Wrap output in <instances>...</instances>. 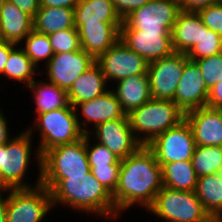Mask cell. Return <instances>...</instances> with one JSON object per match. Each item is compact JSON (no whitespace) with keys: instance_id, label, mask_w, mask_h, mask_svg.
<instances>
[{"instance_id":"45","label":"cell","mask_w":222,"mask_h":222,"mask_svg":"<svg viewBox=\"0 0 222 222\" xmlns=\"http://www.w3.org/2000/svg\"><path fill=\"white\" fill-rule=\"evenodd\" d=\"M0 222H6V193L0 191Z\"/></svg>"},{"instance_id":"12","label":"cell","mask_w":222,"mask_h":222,"mask_svg":"<svg viewBox=\"0 0 222 222\" xmlns=\"http://www.w3.org/2000/svg\"><path fill=\"white\" fill-rule=\"evenodd\" d=\"M188 60L185 53L174 52L168 57L148 64L147 73L152 99L174 102V94Z\"/></svg>"},{"instance_id":"37","label":"cell","mask_w":222,"mask_h":222,"mask_svg":"<svg viewBox=\"0 0 222 222\" xmlns=\"http://www.w3.org/2000/svg\"><path fill=\"white\" fill-rule=\"evenodd\" d=\"M203 24L222 36V2L219 1L198 12Z\"/></svg>"},{"instance_id":"34","label":"cell","mask_w":222,"mask_h":222,"mask_svg":"<svg viewBox=\"0 0 222 222\" xmlns=\"http://www.w3.org/2000/svg\"><path fill=\"white\" fill-rule=\"evenodd\" d=\"M54 54L81 50L80 38L76 28L57 31L48 35Z\"/></svg>"},{"instance_id":"28","label":"cell","mask_w":222,"mask_h":222,"mask_svg":"<svg viewBox=\"0 0 222 222\" xmlns=\"http://www.w3.org/2000/svg\"><path fill=\"white\" fill-rule=\"evenodd\" d=\"M36 76H40V71L33 64L25 51L17 45L9 54V58L4 67L1 77L26 87L31 84ZM16 82V83H15Z\"/></svg>"},{"instance_id":"18","label":"cell","mask_w":222,"mask_h":222,"mask_svg":"<svg viewBox=\"0 0 222 222\" xmlns=\"http://www.w3.org/2000/svg\"><path fill=\"white\" fill-rule=\"evenodd\" d=\"M196 146L222 147V109L204 106L185 113Z\"/></svg>"},{"instance_id":"15","label":"cell","mask_w":222,"mask_h":222,"mask_svg":"<svg viewBox=\"0 0 222 222\" xmlns=\"http://www.w3.org/2000/svg\"><path fill=\"white\" fill-rule=\"evenodd\" d=\"M88 134L96 142L106 146L120 160L133 154L142 146L130 127L129 119H115L100 123Z\"/></svg>"},{"instance_id":"19","label":"cell","mask_w":222,"mask_h":222,"mask_svg":"<svg viewBox=\"0 0 222 222\" xmlns=\"http://www.w3.org/2000/svg\"><path fill=\"white\" fill-rule=\"evenodd\" d=\"M122 23L74 24L81 48L95 60L120 39Z\"/></svg>"},{"instance_id":"26","label":"cell","mask_w":222,"mask_h":222,"mask_svg":"<svg viewBox=\"0 0 222 222\" xmlns=\"http://www.w3.org/2000/svg\"><path fill=\"white\" fill-rule=\"evenodd\" d=\"M122 22L113 0H80L74 8V24Z\"/></svg>"},{"instance_id":"7","label":"cell","mask_w":222,"mask_h":222,"mask_svg":"<svg viewBox=\"0 0 222 222\" xmlns=\"http://www.w3.org/2000/svg\"><path fill=\"white\" fill-rule=\"evenodd\" d=\"M5 192L6 222H44L51 211L55 212L50 191L42 184Z\"/></svg>"},{"instance_id":"32","label":"cell","mask_w":222,"mask_h":222,"mask_svg":"<svg viewBox=\"0 0 222 222\" xmlns=\"http://www.w3.org/2000/svg\"><path fill=\"white\" fill-rule=\"evenodd\" d=\"M222 52V36L209 29L202 21V37L186 55L189 60L195 61Z\"/></svg>"},{"instance_id":"13","label":"cell","mask_w":222,"mask_h":222,"mask_svg":"<svg viewBox=\"0 0 222 222\" xmlns=\"http://www.w3.org/2000/svg\"><path fill=\"white\" fill-rule=\"evenodd\" d=\"M95 62V59L83 49L58 53L53 55L44 68H41L44 70L40 71V74L44 73L41 76L46 77V81L68 91L73 82Z\"/></svg>"},{"instance_id":"1","label":"cell","mask_w":222,"mask_h":222,"mask_svg":"<svg viewBox=\"0 0 222 222\" xmlns=\"http://www.w3.org/2000/svg\"><path fill=\"white\" fill-rule=\"evenodd\" d=\"M163 187L161 166L153 151L142 145L121 160L117 188L112 194L117 219L122 218L121 214H126L134 206L146 212Z\"/></svg>"},{"instance_id":"16","label":"cell","mask_w":222,"mask_h":222,"mask_svg":"<svg viewBox=\"0 0 222 222\" xmlns=\"http://www.w3.org/2000/svg\"><path fill=\"white\" fill-rule=\"evenodd\" d=\"M120 40L148 63L175 52L172 46V32L168 31L120 30Z\"/></svg>"},{"instance_id":"31","label":"cell","mask_w":222,"mask_h":222,"mask_svg":"<svg viewBox=\"0 0 222 222\" xmlns=\"http://www.w3.org/2000/svg\"><path fill=\"white\" fill-rule=\"evenodd\" d=\"M19 46L25 51L26 55L40 71L41 66L43 68L54 55L49 36L40 34L34 30L28 34ZM41 62H43V65Z\"/></svg>"},{"instance_id":"5","label":"cell","mask_w":222,"mask_h":222,"mask_svg":"<svg viewBox=\"0 0 222 222\" xmlns=\"http://www.w3.org/2000/svg\"><path fill=\"white\" fill-rule=\"evenodd\" d=\"M127 116L135 137L146 146L185 119V113L173 101L155 99H150Z\"/></svg>"},{"instance_id":"9","label":"cell","mask_w":222,"mask_h":222,"mask_svg":"<svg viewBox=\"0 0 222 222\" xmlns=\"http://www.w3.org/2000/svg\"><path fill=\"white\" fill-rule=\"evenodd\" d=\"M180 11L178 0H150L125 17L120 30L172 32Z\"/></svg>"},{"instance_id":"33","label":"cell","mask_w":222,"mask_h":222,"mask_svg":"<svg viewBox=\"0 0 222 222\" xmlns=\"http://www.w3.org/2000/svg\"><path fill=\"white\" fill-rule=\"evenodd\" d=\"M86 153L90 167L121 164L117 156L106 146L96 142L89 134H86Z\"/></svg>"},{"instance_id":"14","label":"cell","mask_w":222,"mask_h":222,"mask_svg":"<svg viewBox=\"0 0 222 222\" xmlns=\"http://www.w3.org/2000/svg\"><path fill=\"white\" fill-rule=\"evenodd\" d=\"M74 110L78 125L84 134H88L100 123L115 119H128L111 89L90 101L76 104Z\"/></svg>"},{"instance_id":"35","label":"cell","mask_w":222,"mask_h":222,"mask_svg":"<svg viewBox=\"0 0 222 222\" xmlns=\"http://www.w3.org/2000/svg\"><path fill=\"white\" fill-rule=\"evenodd\" d=\"M199 66L207 89L222 81V52L216 55L195 60Z\"/></svg>"},{"instance_id":"6","label":"cell","mask_w":222,"mask_h":222,"mask_svg":"<svg viewBox=\"0 0 222 222\" xmlns=\"http://www.w3.org/2000/svg\"><path fill=\"white\" fill-rule=\"evenodd\" d=\"M162 222H215L204 209L195 191L163 187L146 211Z\"/></svg>"},{"instance_id":"44","label":"cell","mask_w":222,"mask_h":222,"mask_svg":"<svg viewBox=\"0 0 222 222\" xmlns=\"http://www.w3.org/2000/svg\"><path fill=\"white\" fill-rule=\"evenodd\" d=\"M80 0H40V7H66L74 9Z\"/></svg>"},{"instance_id":"27","label":"cell","mask_w":222,"mask_h":222,"mask_svg":"<svg viewBox=\"0 0 222 222\" xmlns=\"http://www.w3.org/2000/svg\"><path fill=\"white\" fill-rule=\"evenodd\" d=\"M76 28L74 26V9L66 7H40L33 18V30L40 34Z\"/></svg>"},{"instance_id":"29","label":"cell","mask_w":222,"mask_h":222,"mask_svg":"<svg viewBox=\"0 0 222 222\" xmlns=\"http://www.w3.org/2000/svg\"><path fill=\"white\" fill-rule=\"evenodd\" d=\"M160 166L164 187L180 191H195L198 177L192 161L163 163Z\"/></svg>"},{"instance_id":"38","label":"cell","mask_w":222,"mask_h":222,"mask_svg":"<svg viewBox=\"0 0 222 222\" xmlns=\"http://www.w3.org/2000/svg\"><path fill=\"white\" fill-rule=\"evenodd\" d=\"M150 0H113L114 8L120 18L123 20L133 10L142 7Z\"/></svg>"},{"instance_id":"25","label":"cell","mask_w":222,"mask_h":222,"mask_svg":"<svg viewBox=\"0 0 222 222\" xmlns=\"http://www.w3.org/2000/svg\"><path fill=\"white\" fill-rule=\"evenodd\" d=\"M195 194L215 221H222V172L198 178Z\"/></svg>"},{"instance_id":"4","label":"cell","mask_w":222,"mask_h":222,"mask_svg":"<svg viewBox=\"0 0 222 222\" xmlns=\"http://www.w3.org/2000/svg\"><path fill=\"white\" fill-rule=\"evenodd\" d=\"M30 124L25 130L33 138L39 134L36 141H39L37 146L41 155L53 147L76 142L84 136L78 125L74 107H61L38 114Z\"/></svg>"},{"instance_id":"8","label":"cell","mask_w":222,"mask_h":222,"mask_svg":"<svg viewBox=\"0 0 222 222\" xmlns=\"http://www.w3.org/2000/svg\"><path fill=\"white\" fill-rule=\"evenodd\" d=\"M91 171L86 153V134L76 142L58 145L42 155L41 178H67Z\"/></svg>"},{"instance_id":"17","label":"cell","mask_w":222,"mask_h":222,"mask_svg":"<svg viewBox=\"0 0 222 222\" xmlns=\"http://www.w3.org/2000/svg\"><path fill=\"white\" fill-rule=\"evenodd\" d=\"M209 90L197 63L188 60L174 94V103L184 112L207 106Z\"/></svg>"},{"instance_id":"43","label":"cell","mask_w":222,"mask_h":222,"mask_svg":"<svg viewBox=\"0 0 222 222\" xmlns=\"http://www.w3.org/2000/svg\"><path fill=\"white\" fill-rule=\"evenodd\" d=\"M16 46L17 44L15 43L0 40V76L3 74L10 52Z\"/></svg>"},{"instance_id":"10","label":"cell","mask_w":222,"mask_h":222,"mask_svg":"<svg viewBox=\"0 0 222 222\" xmlns=\"http://www.w3.org/2000/svg\"><path fill=\"white\" fill-rule=\"evenodd\" d=\"M147 146L153 151L156 161L161 165L191 161L196 144L191 126L184 119L178 125L161 133Z\"/></svg>"},{"instance_id":"24","label":"cell","mask_w":222,"mask_h":222,"mask_svg":"<svg viewBox=\"0 0 222 222\" xmlns=\"http://www.w3.org/2000/svg\"><path fill=\"white\" fill-rule=\"evenodd\" d=\"M202 37V19L198 13L180 11L172 30L175 52L187 54Z\"/></svg>"},{"instance_id":"39","label":"cell","mask_w":222,"mask_h":222,"mask_svg":"<svg viewBox=\"0 0 222 222\" xmlns=\"http://www.w3.org/2000/svg\"><path fill=\"white\" fill-rule=\"evenodd\" d=\"M220 0H178L181 11L198 13L200 10Z\"/></svg>"},{"instance_id":"23","label":"cell","mask_w":222,"mask_h":222,"mask_svg":"<svg viewBox=\"0 0 222 222\" xmlns=\"http://www.w3.org/2000/svg\"><path fill=\"white\" fill-rule=\"evenodd\" d=\"M32 95L33 119L41 113L52 111L61 107H73L68 100L67 91L61 89L53 83L43 79H35L31 84L25 87ZM35 109V110H34Z\"/></svg>"},{"instance_id":"2","label":"cell","mask_w":222,"mask_h":222,"mask_svg":"<svg viewBox=\"0 0 222 222\" xmlns=\"http://www.w3.org/2000/svg\"><path fill=\"white\" fill-rule=\"evenodd\" d=\"M41 184L50 191L53 208L63 205L66 210L71 208L77 213L95 215L97 219L117 220L112 195L91 171L67 178H41Z\"/></svg>"},{"instance_id":"46","label":"cell","mask_w":222,"mask_h":222,"mask_svg":"<svg viewBox=\"0 0 222 222\" xmlns=\"http://www.w3.org/2000/svg\"><path fill=\"white\" fill-rule=\"evenodd\" d=\"M5 1H6V0H0V13H1V10H2V8H3V4H4Z\"/></svg>"},{"instance_id":"22","label":"cell","mask_w":222,"mask_h":222,"mask_svg":"<svg viewBox=\"0 0 222 222\" xmlns=\"http://www.w3.org/2000/svg\"><path fill=\"white\" fill-rule=\"evenodd\" d=\"M33 30V18L5 1L0 13V40L19 45Z\"/></svg>"},{"instance_id":"11","label":"cell","mask_w":222,"mask_h":222,"mask_svg":"<svg viewBox=\"0 0 222 222\" xmlns=\"http://www.w3.org/2000/svg\"><path fill=\"white\" fill-rule=\"evenodd\" d=\"M95 61L100 66L109 86L123 78L147 73L149 64L120 39Z\"/></svg>"},{"instance_id":"30","label":"cell","mask_w":222,"mask_h":222,"mask_svg":"<svg viewBox=\"0 0 222 222\" xmlns=\"http://www.w3.org/2000/svg\"><path fill=\"white\" fill-rule=\"evenodd\" d=\"M192 165L197 177L222 172V147L221 146H196Z\"/></svg>"},{"instance_id":"21","label":"cell","mask_w":222,"mask_h":222,"mask_svg":"<svg viewBox=\"0 0 222 222\" xmlns=\"http://www.w3.org/2000/svg\"><path fill=\"white\" fill-rule=\"evenodd\" d=\"M110 89L100 66L95 62L79 76L67 91L69 103L76 104L90 101Z\"/></svg>"},{"instance_id":"3","label":"cell","mask_w":222,"mask_h":222,"mask_svg":"<svg viewBox=\"0 0 222 222\" xmlns=\"http://www.w3.org/2000/svg\"><path fill=\"white\" fill-rule=\"evenodd\" d=\"M14 135L6 144L0 145V191L41 184L42 155L38 146L33 145L34 138L25 129ZM34 163L37 164L38 174L35 182L30 183L26 175L30 174L28 170Z\"/></svg>"},{"instance_id":"20","label":"cell","mask_w":222,"mask_h":222,"mask_svg":"<svg viewBox=\"0 0 222 222\" xmlns=\"http://www.w3.org/2000/svg\"><path fill=\"white\" fill-rule=\"evenodd\" d=\"M114 84L110 89L126 114L152 99L148 73L129 76Z\"/></svg>"},{"instance_id":"41","label":"cell","mask_w":222,"mask_h":222,"mask_svg":"<svg viewBox=\"0 0 222 222\" xmlns=\"http://www.w3.org/2000/svg\"><path fill=\"white\" fill-rule=\"evenodd\" d=\"M207 106L222 109V81H218L209 89Z\"/></svg>"},{"instance_id":"42","label":"cell","mask_w":222,"mask_h":222,"mask_svg":"<svg viewBox=\"0 0 222 222\" xmlns=\"http://www.w3.org/2000/svg\"><path fill=\"white\" fill-rule=\"evenodd\" d=\"M7 115L0 106V145L6 144L14 136L11 134Z\"/></svg>"},{"instance_id":"36","label":"cell","mask_w":222,"mask_h":222,"mask_svg":"<svg viewBox=\"0 0 222 222\" xmlns=\"http://www.w3.org/2000/svg\"><path fill=\"white\" fill-rule=\"evenodd\" d=\"M120 165L109 164L108 166L90 167L92 175L111 195L117 188Z\"/></svg>"},{"instance_id":"40","label":"cell","mask_w":222,"mask_h":222,"mask_svg":"<svg viewBox=\"0 0 222 222\" xmlns=\"http://www.w3.org/2000/svg\"><path fill=\"white\" fill-rule=\"evenodd\" d=\"M15 4L20 10L34 18L40 9V0H6Z\"/></svg>"}]
</instances>
